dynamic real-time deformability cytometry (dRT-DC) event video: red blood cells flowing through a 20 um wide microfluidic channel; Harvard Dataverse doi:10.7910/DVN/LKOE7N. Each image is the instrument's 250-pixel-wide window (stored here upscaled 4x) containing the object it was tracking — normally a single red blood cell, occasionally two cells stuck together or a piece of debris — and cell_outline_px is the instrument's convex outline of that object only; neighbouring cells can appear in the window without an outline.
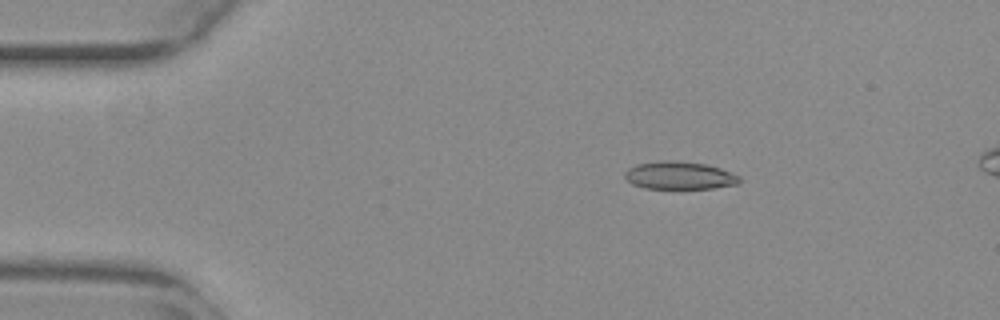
{"species": "common noctule bat (a hibernating species)", "species_latin": "Nyctalus noctula", "temperature_condition": "warm", "stored_images_in_passage": 46, "camera_frame_rate_fps": 3000, "um_per_image_px": 0.085, "animal": {"sex": "female", "body_mass_g": 29.2, "forearm_length_mm": 56.3}, "frame": {"image": 1, "passage_image": 1, "time_ms": 0.0, "image_size_px": [1000, 320], "cell_outline_px": [[740, 184], [712, 188], [644, 188], [632, 184], [624, 176], [624, 172], [628, 168], [636, 164], [664, 160], [672, 160], [708, 164], [720, 168], [740, 176]], "centroid_in_image_um": [57.75, 14.91], "position_along_channel_um": 27.2, "area_um2": 18.61}}
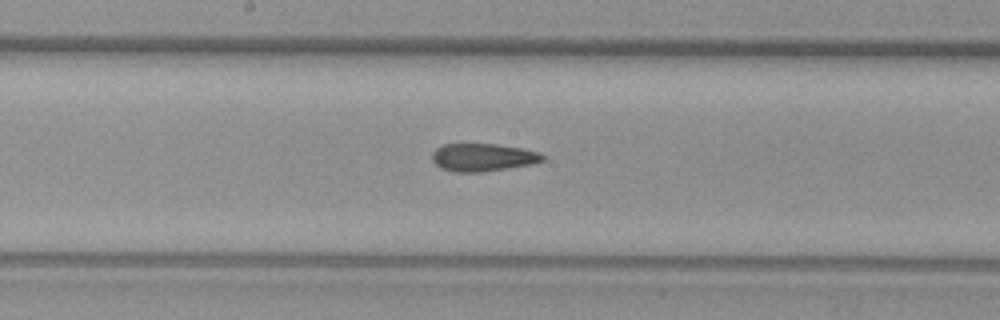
{"frame": {"image": 2, "passage_image": 20, "time_ms": 6.333, "image_size_px": [1000, 320], "cell_outline_px": [[548, 156], [544, 160], [532, 164], [480, 172], [452, 172], [440, 168], [432, 160], [432, 152], [436, 148], [444, 144], [496, 144], [524, 148], [540, 152]], "centroid_in_image_um": [41.07, 13.37], "position_along_channel_um": 207.1, "area_um2": 18.09}}
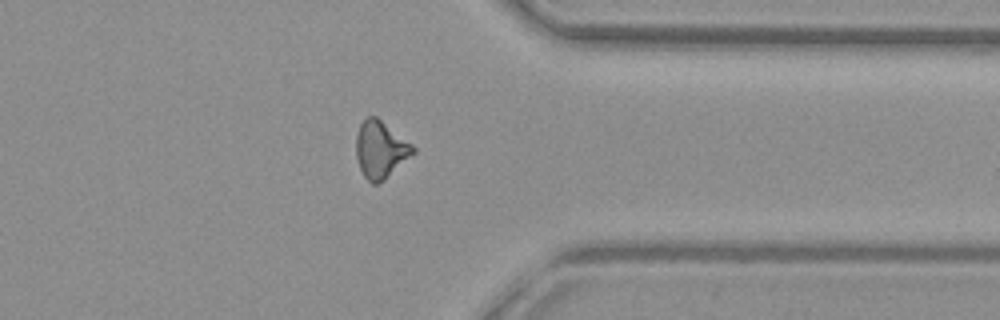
{"frame": {"image": 3, "passage_image": 34, "time_ms": 11.0, "image_size_px": [1000, 320], "cell_outline_px": [[416, 152], [384, 180], [376, 184], [372, 184], [364, 176], [360, 168], [356, 156], [356, 136], [360, 124], [368, 116], [376, 116], [412, 144], [416, 148]], "centroid_in_image_um": [32.35, 12.72], "position_along_channel_um": 379.1, "area_um2": 18.84}}